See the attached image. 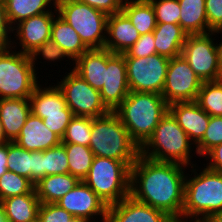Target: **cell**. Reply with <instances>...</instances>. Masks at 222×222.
I'll return each mask as SVG.
<instances>
[{
  "label": "cell",
  "instance_id": "cell-1",
  "mask_svg": "<svg viewBox=\"0 0 222 222\" xmlns=\"http://www.w3.org/2000/svg\"><path fill=\"white\" fill-rule=\"evenodd\" d=\"M188 170L189 167L182 164L154 161L139 155L131 167L130 195L167 213L175 221H182Z\"/></svg>",
  "mask_w": 222,
  "mask_h": 222
},
{
  "label": "cell",
  "instance_id": "cell-2",
  "mask_svg": "<svg viewBox=\"0 0 222 222\" xmlns=\"http://www.w3.org/2000/svg\"><path fill=\"white\" fill-rule=\"evenodd\" d=\"M189 168L185 178L182 221L207 222L222 210V173L204 164Z\"/></svg>",
  "mask_w": 222,
  "mask_h": 222
},
{
  "label": "cell",
  "instance_id": "cell-3",
  "mask_svg": "<svg viewBox=\"0 0 222 222\" xmlns=\"http://www.w3.org/2000/svg\"><path fill=\"white\" fill-rule=\"evenodd\" d=\"M168 111L169 105L161 94L130 91L114 113L141 148Z\"/></svg>",
  "mask_w": 222,
  "mask_h": 222
},
{
  "label": "cell",
  "instance_id": "cell-4",
  "mask_svg": "<svg viewBox=\"0 0 222 222\" xmlns=\"http://www.w3.org/2000/svg\"><path fill=\"white\" fill-rule=\"evenodd\" d=\"M140 155L154 161L173 162L186 167L197 164L193 158H198L195 145L169 111L140 148Z\"/></svg>",
  "mask_w": 222,
  "mask_h": 222
},
{
  "label": "cell",
  "instance_id": "cell-5",
  "mask_svg": "<svg viewBox=\"0 0 222 222\" xmlns=\"http://www.w3.org/2000/svg\"><path fill=\"white\" fill-rule=\"evenodd\" d=\"M89 147L94 156L123 161L130 168L140 155L139 146L114 112L92 118Z\"/></svg>",
  "mask_w": 222,
  "mask_h": 222
},
{
  "label": "cell",
  "instance_id": "cell-6",
  "mask_svg": "<svg viewBox=\"0 0 222 222\" xmlns=\"http://www.w3.org/2000/svg\"><path fill=\"white\" fill-rule=\"evenodd\" d=\"M37 75L29 54L11 47L0 49V99L30 98L43 79Z\"/></svg>",
  "mask_w": 222,
  "mask_h": 222
},
{
  "label": "cell",
  "instance_id": "cell-7",
  "mask_svg": "<svg viewBox=\"0 0 222 222\" xmlns=\"http://www.w3.org/2000/svg\"><path fill=\"white\" fill-rule=\"evenodd\" d=\"M131 168L123 161L95 156L83 181L106 203L120 202L130 195Z\"/></svg>",
  "mask_w": 222,
  "mask_h": 222
},
{
  "label": "cell",
  "instance_id": "cell-8",
  "mask_svg": "<svg viewBox=\"0 0 222 222\" xmlns=\"http://www.w3.org/2000/svg\"><path fill=\"white\" fill-rule=\"evenodd\" d=\"M56 8L89 49L104 48L108 15L78 0H56Z\"/></svg>",
  "mask_w": 222,
  "mask_h": 222
},
{
  "label": "cell",
  "instance_id": "cell-9",
  "mask_svg": "<svg viewBox=\"0 0 222 222\" xmlns=\"http://www.w3.org/2000/svg\"><path fill=\"white\" fill-rule=\"evenodd\" d=\"M73 68L70 66L69 72L65 71L64 76H56L62 79L58 81L56 78L55 82L73 115L96 118L108 114L110 111L103 104L100 91L91 87Z\"/></svg>",
  "mask_w": 222,
  "mask_h": 222
},
{
  "label": "cell",
  "instance_id": "cell-10",
  "mask_svg": "<svg viewBox=\"0 0 222 222\" xmlns=\"http://www.w3.org/2000/svg\"><path fill=\"white\" fill-rule=\"evenodd\" d=\"M124 58L130 91L162 94L170 58L159 54Z\"/></svg>",
  "mask_w": 222,
  "mask_h": 222
},
{
  "label": "cell",
  "instance_id": "cell-11",
  "mask_svg": "<svg viewBox=\"0 0 222 222\" xmlns=\"http://www.w3.org/2000/svg\"><path fill=\"white\" fill-rule=\"evenodd\" d=\"M214 40V32L189 34L183 45L181 55L202 82L222 79Z\"/></svg>",
  "mask_w": 222,
  "mask_h": 222
},
{
  "label": "cell",
  "instance_id": "cell-12",
  "mask_svg": "<svg viewBox=\"0 0 222 222\" xmlns=\"http://www.w3.org/2000/svg\"><path fill=\"white\" fill-rule=\"evenodd\" d=\"M202 81L182 56L170 58L162 96L167 104L196 101Z\"/></svg>",
  "mask_w": 222,
  "mask_h": 222
},
{
  "label": "cell",
  "instance_id": "cell-13",
  "mask_svg": "<svg viewBox=\"0 0 222 222\" xmlns=\"http://www.w3.org/2000/svg\"><path fill=\"white\" fill-rule=\"evenodd\" d=\"M57 14V8L54 7L50 12L35 15L16 24L13 27L11 48L25 54L32 53L51 38L52 23Z\"/></svg>",
  "mask_w": 222,
  "mask_h": 222
},
{
  "label": "cell",
  "instance_id": "cell-14",
  "mask_svg": "<svg viewBox=\"0 0 222 222\" xmlns=\"http://www.w3.org/2000/svg\"><path fill=\"white\" fill-rule=\"evenodd\" d=\"M56 204L74 217L86 218L92 222H106L107 219L108 206L83 180Z\"/></svg>",
  "mask_w": 222,
  "mask_h": 222
},
{
  "label": "cell",
  "instance_id": "cell-15",
  "mask_svg": "<svg viewBox=\"0 0 222 222\" xmlns=\"http://www.w3.org/2000/svg\"><path fill=\"white\" fill-rule=\"evenodd\" d=\"M103 104L114 112L130 92L124 54L112 53L107 49L105 83L99 90Z\"/></svg>",
  "mask_w": 222,
  "mask_h": 222
},
{
  "label": "cell",
  "instance_id": "cell-16",
  "mask_svg": "<svg viewBox=\"0 0 222 222\" xmlns=\"http://www.w3.org/2000/svg\"><path fill=\"white\" fill-rule=\"evenodd\" d=\"M167 213L135 200L131 195L108 206L106 222H174Z\"/></svg>",
  "mask_w": 222,
  "mask_h": 222
},
{
  "label": "cell",
  "instance_id": "cell-17",
  "mask_svg": "<svg viewBox=\"0 0 222 222\" xmlns=\"http://www.w3.org/2000/svg\"><path fill=\"white\" fill-rule=\"evenodd\" d=\"M169 112L196 146L209 125L210 115L196 101L176 102L169 105Z\"/></svg>",
  "mask_w": 222,
  "mask_h": 222
},
{
  "label": "cell",
  "instance_id": "cell-18",
  "mask_svg": "<svg viewBox=\"0 0 222 222\" xmlns=\"http://www.w3.org/2000/svg\"><path fill=\"white\" fill-rule=\"evenodd\" d=\"M139 38V32L123 11L107 17L105 49H108L112 53L123 54L127 52Z\"/></svg>",
  "mask_w": 222,
  "mask_h": 222
},
{
  "label": "cell",
  "instance_id": "cell-19",
  "mask_svg": "<svg viewBox=\"0 0 222 222\" xmlns=\"http://www.w3.org/2000/svg\"><path fill=\"white\" fill-rule=\"evenodd\" d=\"M13 142L28 151H44L59 145L61 138L43 124V119L30 113Z\"/></svg>",
  "mask_w": 222,
  "mask_h": 222
},
{
  "label": "cell",
  "instance_id": "cell-20",
  "mask_svg": "<svg viewBox=\"0 0 222 222\" xmlns=\"http://www.w3.org/2000/svg\"><path fill=\"white\" fill-rule=\"evenodd\" d=\"M31 113L29 98L0 99V121L6 138L13 142Z\"/></svg>",
  "mask_w": 222,
  "mask_h": 222
},
{
  "label": "cell",
  "instance_id": "cell-21",
  "mask_svg": "<svg viewBox=\"0 0 222 222\" xmlns=\"http://www.w3.org/2000/svg\"><path fill=\"white\" fill-rule=\"evenodd\" d=\"M45 81V87L42 81L29 98L31 113L41 119L45 118V115L63 114V109L67 106L59 87L54 82L48 85L50 80H47V76Z\"/></svg>",
  "mask_w": 222,
  "mask_h": 222
},
{
  "label": "cell",
  "instance_id": "cell-22",
  "mask_svg": "<svg viewBox=\"0 0 222 222\" xmlns=\"http://www.w3.org/2000/svg\"><path fill=\"white\" fill-rule=\"evenodd\" d=\"M73 67L91 87L100 90L105 83L107 49H89L74 62Z\"/></svg>",
  "mask_w": 222,
  "mask_h": 222
},
{
  "label": "cell",
  "instance_id": "cell-23",
  "mask_svg": "<svg viewBox=\"0 0 222 222\" xmlns=\"http://www.w3.org/2000/svg\"><path fill=\"white\" fill-rule=\"evenodd\" d=\"M8 222H37L40 200L34 190L19 196L0 201Z\"/></svg>",
  "mask_w": 222,
  "mask_h": 222
},
{
  "label": "cell",
  "instance_id": "cell-24",
  "mask_svg": "<svg viewBox=\"0 0 222 222\" xmlns=\"http://www.w3.org/2000/svg\"><path fill=\"white\" fill-rule=\"evenodd\" d=\"M153 34L157 54L168 58L182 54L187 34L179 24L156 23Z\"/></svg>",
  "mask_w": 222,
  "mask_h": 222
},
{
  "label": "cell",
  "instance_id": "cell-25",
  "mask_svg": "<svg viewBox=\"0 0 222 222\" xmlns=\"http://www.w3.org/2000/svg\"><path fill=\"white\" fill-rule=\"evenodd\" d=\"M80 181L70 173L56 174L41 178L34 188L41 203H56Z\"/></svg>",
  "mask_w": 222,
  "mask_h": 222
},
{
  "label": "cell",
  "instance_id": "cell-26",
  "mask_svg": "<svg viewBox=\"0 0 222 222\" xmlns=\"http://www.w3.org/2000/svg\"><path fill=\"white\" fill-rule=\"evenodd\" d=\"M51 39L65 51L73 62L89 50L78 33L58 14L52 23Z\"/></svg>",
  "mask_w": 222,
  "mask_h": 222
},
{
  "label": "cell",
  "instance_id": "cell-27",
  "mask_svg": "<svg viewBox=\"0 0 222 222\" xmlns=\"http://www.w3.org/2000/svg\"><path fill=\"white\" fill-rule=\"evenodd\" d=\"M181 9L180 26L189 34L211 32L205 9V0H178Z\"/></svg>",
  "mask_w": 222,
  "mask_h": 222
},
{
  "label": "cell",
  "instance_id": "cell-28",
  "mask_svg": "<svg viewBox=\"0 0 222 222\" xmlns=\"http://www.w3.org/2000/svg\"><path fill=\"white\" fill-rule=\"evenodd\" d=\"M8 20L12 27L35 15L50 12L56 0H4ZM53 7V8H52Z\"/></svg>",
  "mask_w": 222,
  "mask_h": 222
},
{
  "label": "cell",
  "instance_id": "cell-29",
  "mask_svg": "<svg viewBox=\"0 0 222 222\" xmlns=\"http://www.w3.org/2000/svg\"><path fill=\"white\" fill-rule=\"evenodd\" d=\"M122 11L140 35L153 32L156 28L154 9L148 0H124Z\"/></svg>",
  "mask_w": 222,
  "mask_h": 222
},
{
  "label": "cell",
  "instance_id": "cell-30",
  "mask_svg": "<svg viewBox=\"0 0 222 222\" xmlns=\"http://www.w3.org/2000/svg\"><path fill=\"white\" fill-rule=\"evenodd\" d=\"M65 146V151L68 158L69 173L83 180L89 173L90 167L94 159V153L90 147L62 143Z\"/></svg>",
  "mask_w": 222,
  "mask_h": 222
},
{
  "label": "cell",
  "instance_id": "cell-31",
  "mask_svg": "<svg viewBox=\"0 0 222 222\" xmlns=\"http://www.w3.org/2000/svg\"><path fill=\"white\" fill-rule=\"evenodd\" d=\"M196 102L210 116H222V79L202 82Z\"/></svg>",
  "mask_w": 222,
  "mask_h": 222
},
{
  "label": "cell",
  "instance_id": "cell-32",
  "mask_svg": "<svg viewBox=\"0 0 222 222\" xmlns=\"http://www.w3.org/2000/svg\"><path fill=\"white\" fill-rule=\"evenodd\" d=\"M29 55H30V58H31L32 65H33L37 74H40L39 71L42 70V67H44V65L46 67V63H47V66L49 64H51L52 62L54 63L53 64L54 66H55V64H56V66H59L55 62H58V63L62 64L61 62L66 60V61H64V62H66V65H68V64L71 65V66L74 65V62L70 61L71 59L67 56L65 51L56 42H54L51 38L46 40L40 46H38ZM41 59L45 60V61H43V62L38 61V60H41ZM38 63H42V64L45 63V64H43V66L41 67V66H39L40 64H38ZM36 64H37V66H36ZM38 66H39V68H38Z\"/></svg>",
  "mask_w": 222,
  "mask_h": 222
},
{
  "label": "cell",
  "instance_id": "cell-33",
  "mask_svg": "<svg viewBox=\"0 0 222 222\" xmlns=\"http://www.w3.org/2000/svg\"><path fill=\"white\" fill-rule=\"evenodd\" d=\"M92 129V118L74 116L68 124L61 143L79 144L89 147Z\"/></svg>",
  "mask_w": 222,
  "mask_h": 222
},
{
  "label": "cell",
  "instance_id": "cell-34",
  "mask_svg": "<svg viewBox=\"0 0 222 222\" xmlns=\"http://www.w3.org/2000/svg\"><path fill=\"white\" fill-rule=\"evenodd\" d=\"M32 151L19 147L15 142H8L7 170L31 181Z\"/></svg>",
  "mask_w": 222,
  "mask_h": 222
},
{
  "label": "cell",
  "instance_id": "cell-35",
  "mask_svg": "<svg viewBox=\"0 0 222 222\" xmlns=\"http://www.w3.org/2000/svg\"><path fill=\"white\" fill-rule=\"evenodd\" d=\"M34 184L27 178L12 171H6L0 177V201L13 196L32 193Z\"/></svg>",
  "mask_w": 222,
  "mask_h": 222
},
{
  "label": "cell",
  "instance_id": "cell-36",
  "mask_svg": "<svg viewBox=\"0 0 222 222\" xmlns=\"http://www.w3.org/2000/svg\"><path fill=\"white\" fill-rule=\"evenodd\" d=\"M44 169L45 177L69 173L68 158L62 143L44 150Z\"/></svg>",
  "mask_w": 222,
  "mask_h": 222
},
{
  "label": "cell",
  "instance_id": "cell-37",
  "mask_svg": "<svg viewBox=\"0 0 222 222\" xmlns=\"http://www.w3.org/2000/svg\"><path fill=\"white\" fill-rule=\"evenodd\" d=\"M222 143V116H210L209 125L202 140L195 146L202 158L214 146Z\"/></svg>",
  "mask_w": 222,
  "mask_h": 222
},
{
  "label": "cell",
  "instance_id": "cell-38",
  "mask_svg": "<svg viewBox=\"0 0 222 222\" xmlns=\"http://www.w3.org/2000/svg\"><path fill=\"white\" fill-rule=\"evenodd\" d=\"M155 13L156 23L180 25L181 9L178 0H148Z\"/></svg>",
  "mask_w": 222,
  "mask_h": 222
},
{
  "label": "cell",
  "instance_id": "cell-39",
  "mask_svg": "<svg viewBox=\"0 0 222 222\" xmlns=\"http://www.w3.org/2000/svg\"><path fill=\"white\" fill-rule=\"evenodd\" d=\"M74 216L56 203H41L38 222H70Z\"/></svg>",
  "mask_w": 222,
  "mask_h": 222
},
{
  "label": "cell",
  "instance_id": "cell-40",
  "mask_svg": "<svg viewBox=\"0 0 222 222\" xmlns=\"http://www.w3.org/2000/svg\"><path fill=\"white\" fill-rule=\"evenodd\" d=\"M124 54V57H148L156 53L154 34L153 32L140 35V38L135 44Z\"/></svg>",
  "mask_w": 222,
  "mask_h": 222
},
{
  "label": "cell",
  "instance_id": "cell-41",
  "mask_svg": "<svg viewBox=\"0 0 222 222\" xmlns=\"http://www.w3.org/2000/svg\"><path fill=\"white\" fill-rule=\"evenodd\" d=\"M73 117L72 110L66 106L63 109V114L45 115V118H43V124L62 138Z\"/></svg>",
  "mask_w": 222,
  "mask_h": 222
},
{
  "label": "cell",
  "instance_id": "cell-42",
  "mask_svg": "<svg viewBox=\"0 0 222 222\" xmlns=\"http://www.w3.org/2000/svg\"><path fill=\"white\" fill-rule=\"evenodd\" d=\"M205 9L209 30L222 29V0H205Z\"/></svg>",
  "mask_w": 222,
  "mask_h": 222
},
{
  "label": "cell",
  "instance_id": "cell-43",
  "mask_svg": "<svg viewBox=\"0 0 222 222\" xmlns=\"http://www.w3.org/2000/svg\"><path fill=\"white\" fill-rule=\"evenodd\" d=\"M11 34H13V27L8 20L5 1L0 0V49L11 47Z\"/></svg>",
  "mask_w": 222,
  "mask_h": 222
},
{
  "label": "cell",
  "instance_id": "cell-44",
  "mask_svg": "<svg viewBox=\"0 0 222 222\" xmlns=\"http://www.w3.org/2000/svg\"><path fill=\"white\" fill-rule=\"evenodd\" d=\"M83 4H87L90 7L99 10L106 15L115 14L122 11V5L124 0H78Z\"/></svg>",
  "mask_w": 222,
  "mask_h": 222
},
{
  "label": "cell",
  "instance_id": "cell-45",
  "mask_svg": "<svg viewBox=\"0 0 222 222\" xmlns=\"http://www.w3.org/2000/svg\"><path fill=\"white\" fill-rule=\"evenodd\" d=\"M202 158L207 168L222 173V143L214 146Z\"/></svg>",
  "mask_w": 222,
  "mask_h": 222
},
{
  "label": "cell",
  "instance_id": "cell-46",
  "mask_svg": "<svg viewBox=\"0 0 222 222\" xmlns=\"http://www.w3.org/2000/svg\"><path fill=\"white\" fill-rule=\"evenodd\" d=\"M45 177L44 151H32L31 182L35 185Z\"/></svg>",
  "mask_w": 222,
  "mask_h": 222
},
{
  "label": "cell",
  "instance_id": "cell-47",
  "mask_svg": "<svg viewBox=\"0 0 222 222\" xmlns=\"http://www.w3.org/2000/svg\"><path fill=\"white\" fill-rule=\"evenodd\" d=\"M8 143L0 145V177L7 171Z\"/></svg>",
  "mask_w": 222,
  "mask_h": 222
},
{
  "label": "cell",
  "instance_id": "cell-48",
  "mask_svg": "<svg viewBox=\"0 0 222 222\" xmlns=\"http://www.w3.org/2000/svg\"><path fill=\"white\" fill-rule=\"evenodd\" d=\"M221 33H222V29L214 31L215 42H216V49H217V54H218L219 68H220L221 73H222V37H221L222 35H220V37H218L219 34H221ZM217 34H218V36H217ZM219 38H221V40ZM217 39H218V41H217Z\"/></svg>",
  "mask_w": 222,
  "mask_h": 222
},
{
  "label": "cell",
  "instance_id": "cell-49",
  "mask_svg": "<svg viewBox=\"0 0 222 222\" xmlns=\"http://www.w3.org/2000/svg\"><path fill=\"white\" fill-rule=\"evenodd\" d=\"M10 142L4 133L2 122L0 121V145Z\"/></svg>",
  "mask_w": 222,
  "mask_h": 222
},
{
  "label": "cell",
  "instance_id": "cell-50",
  "mask_svg": "<svg viewBox=\"0 0 222 222\" xmlns=\"http://www.w3.org/2000/svg\"><path fill=\"white\" fill-rule=\"evenodd\" d=\"M207 222H222V210L216 213L211 219Z\"/></svg>",
  "mask_w": 222,
  "mask_h": 222
},
{
  "label": "cell",
  "instance_id": "cell-51",
  "mask_svg": "<svg viewBox=\"0 0 222 222\" xmlns=\"http://www.w3.org/2000/svg\"><path fill=\"white\" fill-rule=\"evenodd\" d=\"M0 222H8L5 217L4 209L1 203H0Z\"/></svg>",
  "mask_w": 222,
  "mask_h": 222
},
{
  "label": "cell",
  "instance_id": "cell-52",
  "mask_svg": "<svg viewBox=\"0 0 222 222\" xmlns=\"http://www.w3.org/2000/svg\"><path fill=\"white\" fill-rule=\"evenodd\" d=\"M70 222H92V221L82 217H73Z\"/></svg>",
  "mask_w": 222,
  "mask_h": 222
},
{
  "label": "cell",
  "instance_id": "cell-53",
  "mask_svg": "<svg viewBox=\"0 0 222 222\" xmlns=\"http://www.w3.org/2000/svg\"><path fill=\"white\" fill-rule=\"evenodd\" d=\"M174 222H194V221H180V220H176Z\"/></svg>",
  "mask_w": 222,
  "mask_h": 222
}]
</instances>
